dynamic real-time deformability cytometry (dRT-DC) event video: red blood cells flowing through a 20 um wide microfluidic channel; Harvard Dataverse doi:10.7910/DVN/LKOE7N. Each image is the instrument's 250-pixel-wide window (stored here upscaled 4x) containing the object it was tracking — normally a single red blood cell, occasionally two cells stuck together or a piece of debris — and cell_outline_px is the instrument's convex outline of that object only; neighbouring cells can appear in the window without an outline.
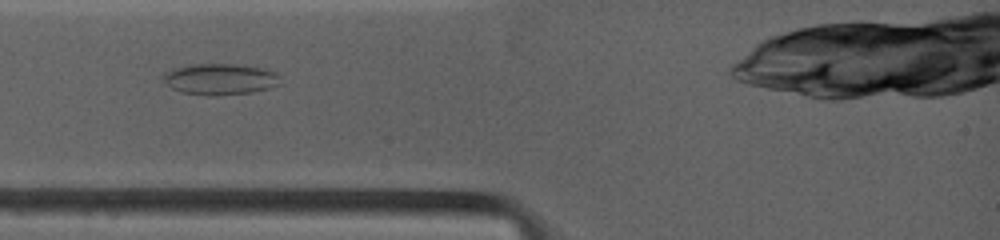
{"species": "common noctule bat (a hibernating species)", "species_latin": "Nyctalus noctula", "temperature_condition": "warm", "stored_images_in_passage": 5, "camera_frame_rate_fps": 4500, "um_per_image_px": 0.085, "animal": {"sex": "female", "body_mass_g": 19.0, "forearm_length_mm": 53.3}, "frame": {"image": 1, "passage_image": 3, "time_ms": 2.0, "image_size_px": [1000, 240], "cell_outline_px": [[280, 84], [268, 88], [252, 92], [216, 96], [204, 96], [180, 92], [172, 88], [160, 76], [164, 72], [188, 64], [236, 64], [260, 68], [276, 72], [280, 76]], "centroid_in_image_um": [18.68, 6.73], "position_along_channel_um": 66.3, "area_um2": 21.44}}
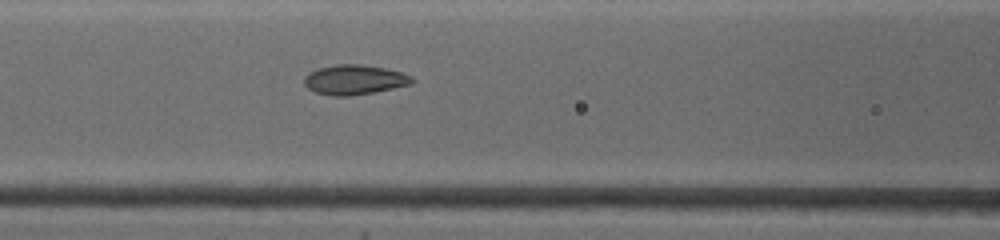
{"frame": {"image": 2, "passage_image": 5, "time_ms": 3.778, "image_size_px": [1000, 240], "cell_outline_px": [[416, 80], [412, 84], [372, 92], [348, 96], [332, 96], [316, 92], [308, 88], [304, 84], [304, 76], [308, 72], [316, 68], [336, 64], [360, 64], [384, 68], [400, 72], [412, 76]], "centroid_in_image_um": [30.1, 6.77], "position_along_channel_um": 136.5, "area_um2": 18.73}}